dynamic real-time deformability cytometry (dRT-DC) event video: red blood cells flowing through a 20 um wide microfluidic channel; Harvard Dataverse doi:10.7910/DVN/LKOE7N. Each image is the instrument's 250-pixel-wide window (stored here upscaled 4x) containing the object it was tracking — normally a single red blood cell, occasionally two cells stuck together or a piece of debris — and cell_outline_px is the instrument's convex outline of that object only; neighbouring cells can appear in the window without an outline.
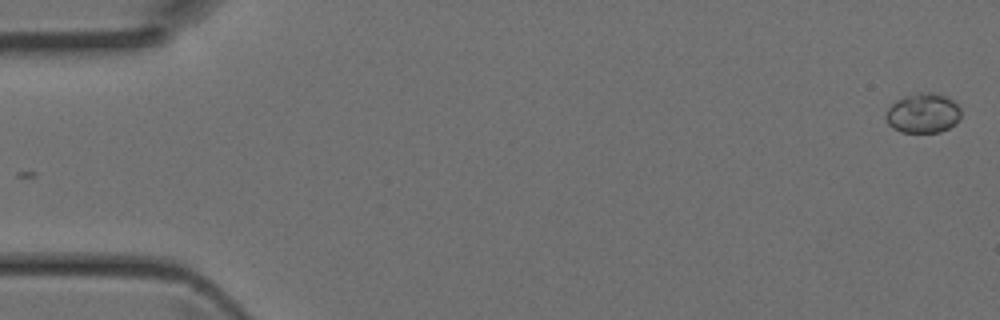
{"species": "Egyptian fruit bat (a non-hibernating species)", "species_latin": "Rousettus aegyptiacus", "temperature_condition": "room temperature", "stored_images_in_passage": 45, "camera_frame_rate_fps": 3000, "um_per_image_px": 0.085, "animal": {"sex": "female"}, "frame": {"image": 1, "passage_image": 1, "time_ms": 0.0, "image_size_px": [1000, 320], "cell_outline_px": [[960, 116], [956, 124], [940, 132], [900, 132], [892, 128], [888, 124], [884, 116], [888, 108], [896, 100], [904, 96], [916, 92], [928, 92], [948, 96], [960, 108]], "centroid_in_image_um": [78.43, 9.61], "position_along_channel_um": 6.6, "area_um2": 17.57}}
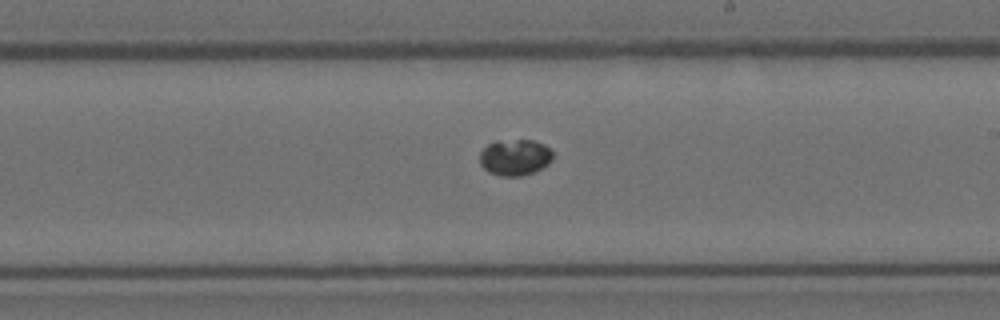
{"frame": {"image": 2, "passage_image": 26, "time_ms": 8.333, "image_size_px": [1000, 320], "cell_outline_px": [[552, 160], [548, 164], [532, 172], [520, 176], [500, 176], [488, 172], [480, 164], [480, 152], [488, 144], [496, 140], [532, 140], [544, 144], [552, 152]], "centroid_in_image_um": [43.74, 13.37], "position_along_channel_um": 245.3, "area_um2": 15.37}}
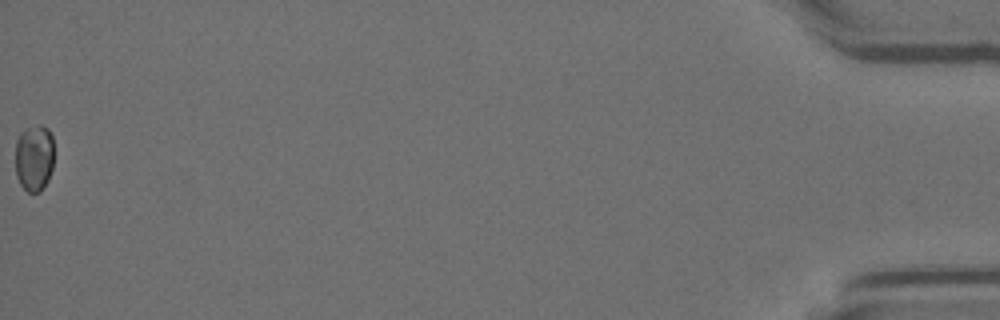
{"frame": {"image": 3, "passage_image": 45, "time_ms": 14.667, "image_size_px": [1000, 320], "cell_outline_px": [[52, 168], [48, 180], [40, 192], [28, 192], [20, 184], [16, 176], [16, 140], [20, 132], [28, 128], [40, 124], [48, 128], [52, 136]], "centroid_in_image_um": [2.89, 13.41], "position_along_channel_um": 432.3, "area_um2": 15.03}}